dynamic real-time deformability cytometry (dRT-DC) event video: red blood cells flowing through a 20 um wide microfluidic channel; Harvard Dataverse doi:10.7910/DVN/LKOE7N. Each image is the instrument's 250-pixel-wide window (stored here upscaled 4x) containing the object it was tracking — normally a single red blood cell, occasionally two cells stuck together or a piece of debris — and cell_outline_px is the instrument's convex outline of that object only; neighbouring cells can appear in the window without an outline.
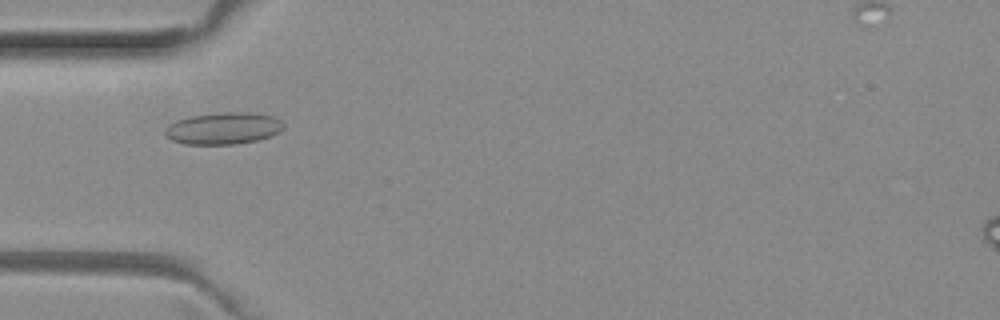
{"species": "common noctule bat (a hibernating species)", "species_latin": "Nyctalus noctula", "temperature_condition": "room temperature", "stored_images_in_passage": 38, "camera_frame_rate_fps": 3000, "um_per_image_px": 0.085, "animal": {"sex": "female", "body_mass_g": 29.2, "forearm_length_mm": 56.3}, "frame": {"image": 1, "passage_image": 3, "time_ms": 0.667, "image_size_px": [1000, 320], "cell_outline_px": [[284, 128], [280, 132], [272, 136], [256, 140], [232, 144], [184, 144], [172, 140], [164, 132], [168, 124], [176, 120], [192, 116], [220, 112], [256, 112], [272, 116], [280, 120], [284, 124]], "centroid_in_image_um": [19.02, 10.9], "position_along_channel_um": 66.0, "area_um2": 22.08}}
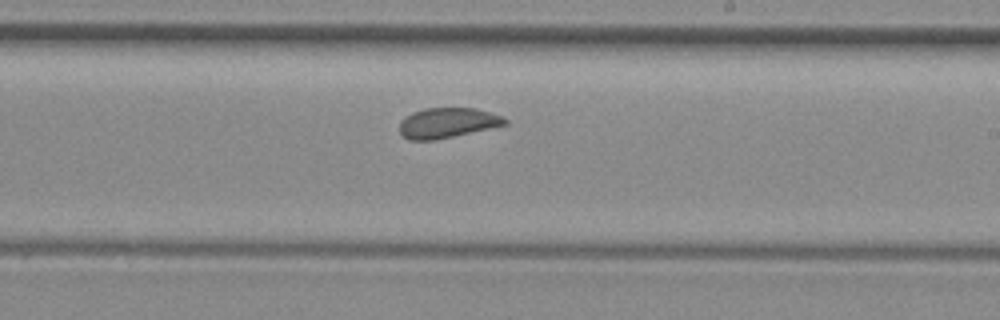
{"frame": {"image": 2, "passage_image": 17, "time_ms": 5.333, "image_size_px": [1000, 320], "cell_outline_px": [[508, 124], [452, 136], [432, 140], [408, 140], [400, 132], [400, 120], [412, 112], [424, 108], [476, 108], [504, 116], [508, 120]], "centroid_in_image_um": [38.03, 10.43], "position_along_channel_um": 251.0, "area_um2": 18.44}}
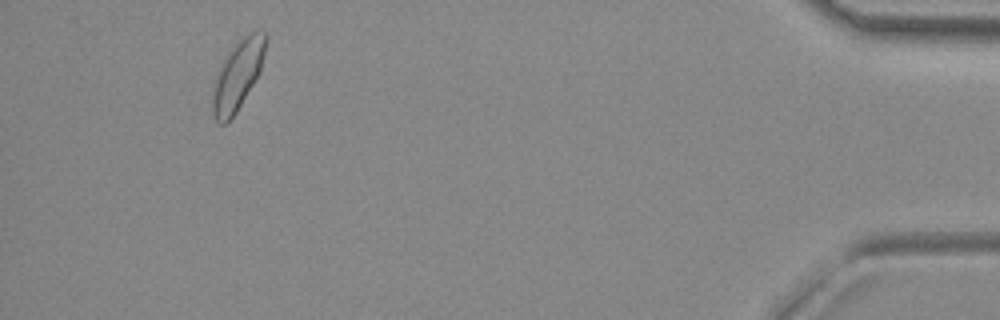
{"frame": {"image": 3, "passage_image": 35, "time_ms": 11.333, "image_size_px": [1000, 320], "cell_outline_px": [[268, 40], [260, 72], [236, 112], [224, 124], [220, 124], [216, 120], [212, 112], [212, 96], [216, 76], [228, 52], [248, 32], [264, 32], [268, 36]], "centroid_in_image_um": [20.23, 6.37], "position_along_channel_um": 415.0, "area_um2": 21.1}}